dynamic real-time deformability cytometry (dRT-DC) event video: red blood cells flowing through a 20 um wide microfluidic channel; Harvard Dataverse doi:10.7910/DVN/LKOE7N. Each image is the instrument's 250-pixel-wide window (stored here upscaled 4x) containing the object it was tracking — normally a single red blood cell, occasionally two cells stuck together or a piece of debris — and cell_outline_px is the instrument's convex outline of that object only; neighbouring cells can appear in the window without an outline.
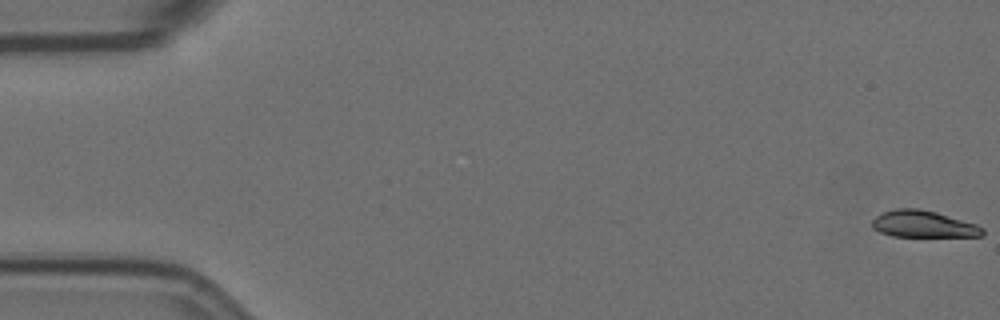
{"species": "Egyptian fruit bat (a non-hibernating species)", "species_latin": "Rousettus aegyptiacus", "temperature_condition": "room temperature", "stored_images_in_passage": 16, "camera_frame_rate_fps": 3000, "um_per_image_px": 0.085, "animal": {"sex": "female"}, "frame": {"image": 1, "passage_image": 1, "time_ms": 0.0, "image_size_px": [1000, 320], "cell_outline_px": [[984, 236], [892, 236], [880, 232], [872, 228], [872, 220], [876, 216], [884, 212], [896, 208], [920, 208], [936, 212], [976, 224], [984, 228]], "centroid_in_image_um": [78.47, 19.04], "position_along_channel_um": 6.5, "area_um2": 17.17}}
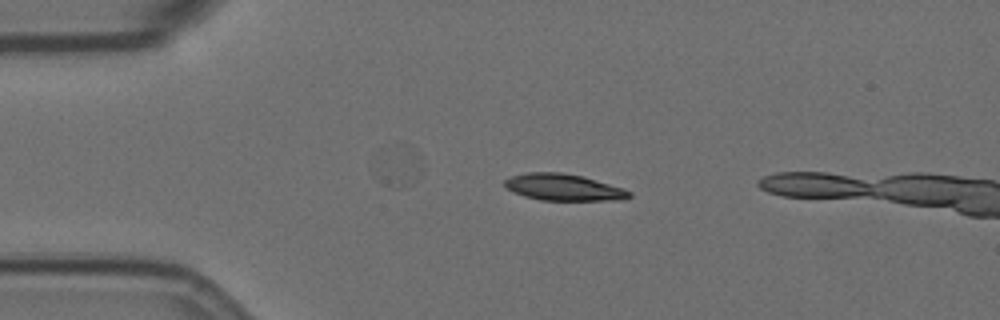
{"frame": {"image": 2, "passage_image": 13, "time_ms": 4.0, "image_size_px": [1000, 320], "cell_outline_px": [[632, 196], [620, 200], [540, 200], [524, 196], [508, 188], [504, 184], [504, 180], [512, 176], [524, 172], [560, 172], [584, 176], [624, 188], [632, 192]], "centroid_in_image_um": [47.94, 15.91], "position_along_channel_um": 37.1, "area_um2": 19.36}}